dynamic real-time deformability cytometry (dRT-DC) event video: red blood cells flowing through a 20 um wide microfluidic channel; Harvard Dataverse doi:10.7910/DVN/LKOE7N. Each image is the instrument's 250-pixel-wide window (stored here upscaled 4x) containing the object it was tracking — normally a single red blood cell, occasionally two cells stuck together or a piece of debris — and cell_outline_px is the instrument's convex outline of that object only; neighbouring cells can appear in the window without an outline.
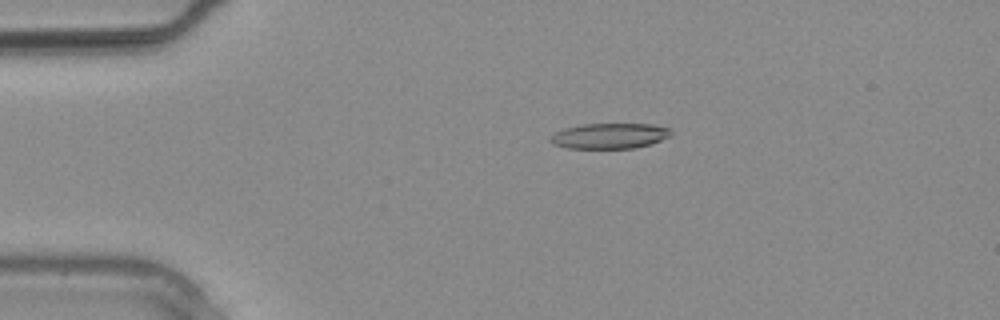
{"species": "common noctule bat (a hibernating species)", "species_latin": "Nyctalus noctula", "temperature_condition": "warm", "stored_images_in_passage": 11, "camera_frame_rate_fps": 3000, "um_per_image_px": 0.085, "animal": {"sex": "male", "body_mass_g": 20.4}, "frame": {"image": 1, "passage_image": 1, "time_ms": 0.0, "image_size_px": [1000, 320], "cell_outline_px": [[672, 132], [668, 136], [652, 144], [632, 148], [568, 148], [552, 144], [548, 140], [548, 136], [564, 128], [584, 124], [652, 124], [672, 128]], "centroid_in_image_um": [51.79, 11.55], "position_along_channel_um": 33.2, "area_um2": 17.98}}
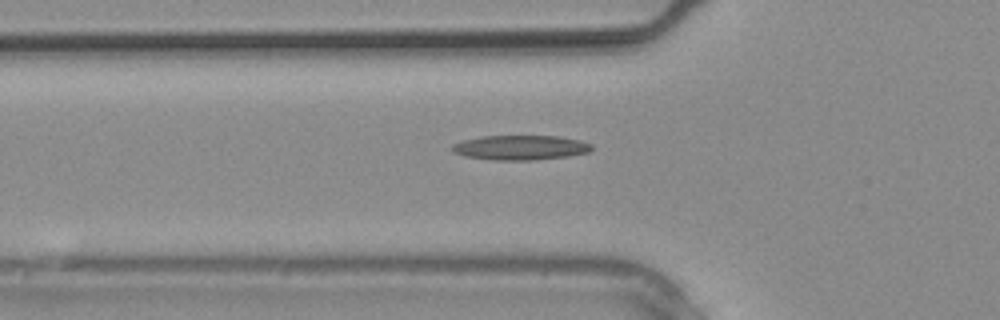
{"frame": {"image": 2, "passage_image": 5, "time_ms": 1.333, "image_size_px": [1000, 320], "cell_outline_px": [[592, 148], [588, 152], [568, 156], [536, 160], [492, 160], [464, 156], [452, 152], [452, 144], [464, 140], [484, 136], [556, 136], [580, 140], [592, 144]], "centroid_in_image_um": [44.22, 12.55], "position_along_channel_um": 81.6, "area_um2": 20.06}}